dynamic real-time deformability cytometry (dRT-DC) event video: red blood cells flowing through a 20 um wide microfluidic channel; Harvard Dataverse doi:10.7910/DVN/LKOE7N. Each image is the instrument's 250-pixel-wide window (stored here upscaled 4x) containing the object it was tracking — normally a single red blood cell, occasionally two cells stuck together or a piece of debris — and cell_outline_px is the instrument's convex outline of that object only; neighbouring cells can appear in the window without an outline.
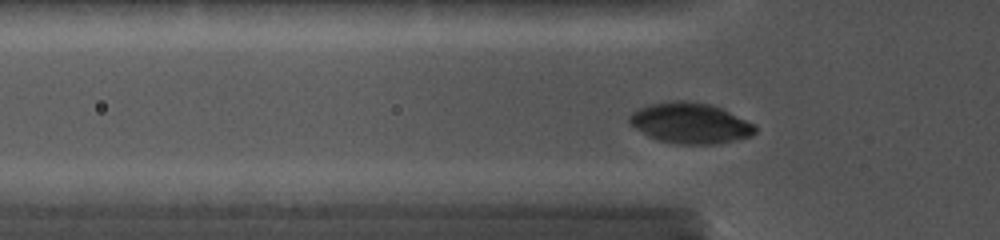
{"species": "common noctule bat (a hibernating species)", "species_latin": "Nyctalus noctula", "temperature_condition": "cold", "stored_images_in_passage": 24, "camera_frame_rate_fps": 5000, "um_per_image_px": 0.085, "animal": {"sex": "female", "body_mass_g": 19.0, "forearm_length_mm": 56.7}, "frame": {"image": 1, "passage_image": 2, "time_ms": 0.4, "image_size_px": [1000, 240], "cell_outline_px": [[756, 132], [752, 136], [736, 140], [716, 144], [676, 144], [656, 140], [648, 136], [636, 128], [628, 120], [632, 112], [640, 108], [652, 104], [708, 104], [720, 108], [756, 124]], "centroid_in_image_um": [58.73, 10.54], "position_along_channel_um": 67.1, "area_um2": 28.73}}
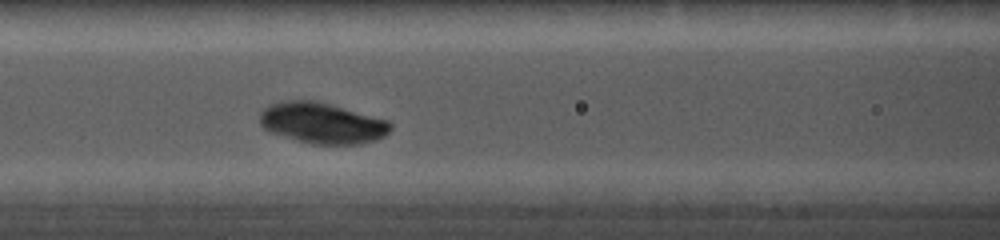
{"frame": {"image": 2, "passage_image": 6, "time_ms": 2.2, "image_size_px": [1000, 240], "cell_outline_px": [[392, 128], [384, 136], [376, 140], [360, 144], [312, 144], [296, 140], [268, 132], [260, 124], [260, 112], [264, 108], [272, 104], [292, 100], [312, 100], [328, 104], [388, 120], [392, 124]], "centroid_in_image_um": [27.37, 10.48], "position_along_channel_um": 139.2, "area_um2": 30.92}}
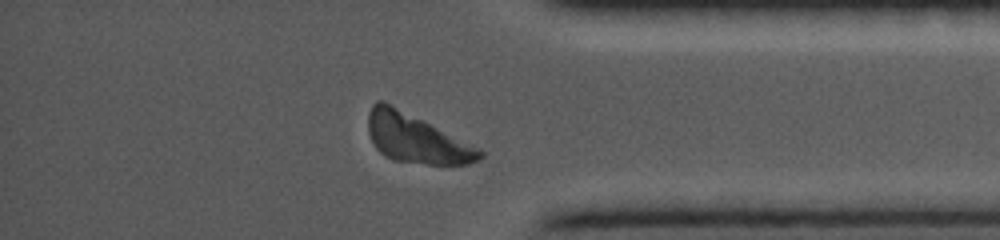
{"frame": {"image": 3, "passage_image": 20, "time_ms": 8.8, "image_size_px": [1000, 240], "cell_outline_px": [[484, 156], [480, 160], [468, 164], [428, 164], [392, 160], [384, 156], [376, 148], [368, 132], [368, 112], [372, 104], [376, 100], [384, 100], [480, 148], [484, 152]], "centroid_in_image_um": [35.37, 11.76], "position_along_channel_um": 399.8, "area_um2": 31.96}}